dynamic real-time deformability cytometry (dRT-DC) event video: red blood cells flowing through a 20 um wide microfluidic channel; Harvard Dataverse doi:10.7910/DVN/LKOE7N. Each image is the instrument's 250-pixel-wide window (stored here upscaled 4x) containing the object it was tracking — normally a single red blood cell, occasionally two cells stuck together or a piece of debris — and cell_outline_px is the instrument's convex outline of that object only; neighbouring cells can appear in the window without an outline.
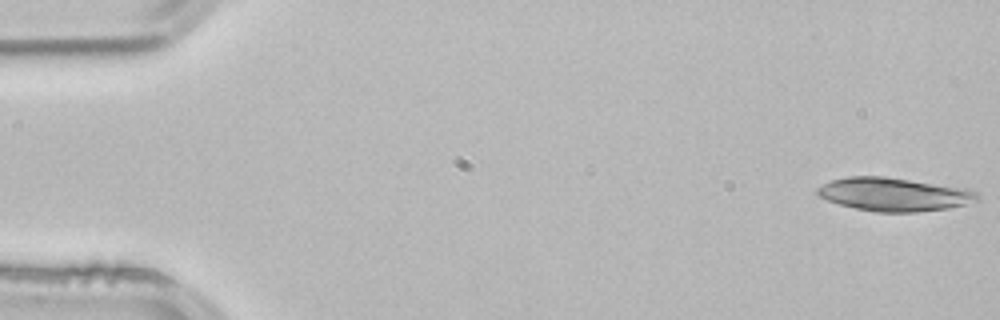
{"species": "common noctule bat (a hibernating species)", "species_latin": "Nyctalus noctula", "temperature_condition": "room temperature", "stored_images_in_passage": 4, "camera_frame_rate_fps": 3000, "um_per_image_px": 0.085, "animal": {"sex": "male", "body_mass_g": 21.5, "forearm_length_mm": 52.0}, "frame": {"image": 1, "passage_image": 1, "time_ms": 0.0, "image_size_px": [1000, 320], "cell_outline_px": [[980, 200], [948, 208], [916, 212], [876, 212], [856, 208], [840, 204], [828, 200], [820, 196], [816, 192], [816, 188], [832, 180], [848, 176], [884, 176], [968, 188], [980, 192]], "centroid_in_image_um": [76.05, 16.51], "position_along_channel_um": 9.0, "area_um2": 31.15}}